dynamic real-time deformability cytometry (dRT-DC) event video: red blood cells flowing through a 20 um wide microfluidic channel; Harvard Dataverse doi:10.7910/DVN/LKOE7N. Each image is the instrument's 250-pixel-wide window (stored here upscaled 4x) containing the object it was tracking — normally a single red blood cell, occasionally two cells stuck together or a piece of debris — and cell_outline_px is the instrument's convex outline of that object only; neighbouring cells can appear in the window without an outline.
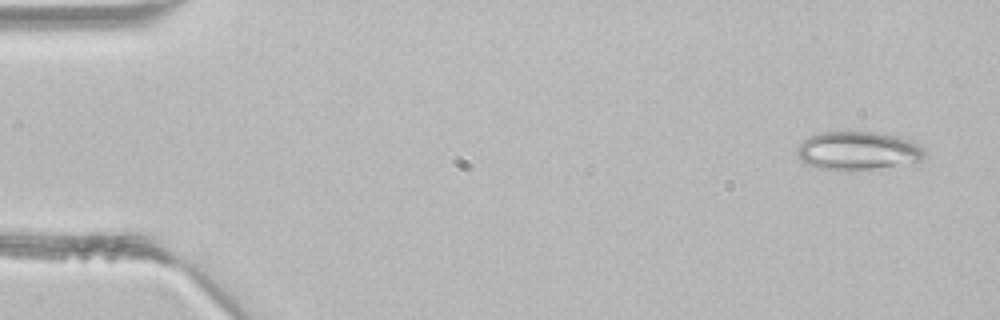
{"species": "common noctule bat (a hibernating species)", "species_latin": "Nyctalus noctula", "temperature_condition": "room temperature", "stored_images_in_passage": 4, "camera_frame_rate_fps": 3000, "um_per_image_px": 0.085, "animal": {"sex": "male", "body_mass_g": 21.5, "forearm_length_mm": 52.0}, "frame": {"image": 1, "passage_image": 1, "time_ms": 0.0, "image_size_px": [1000, 320], "cell_outline_px": [[924, 156], [920, 168], [848, 172], [816, 168], [808, 164], [796, 156], [796, 148], [808, 136], [820, 132], [876, 132], [900, 136], [924, 148]], "centroid_in_image_um": [73.08, 12.91], "position_along_channel_um": 11.9, "area_um2": 30.69}}